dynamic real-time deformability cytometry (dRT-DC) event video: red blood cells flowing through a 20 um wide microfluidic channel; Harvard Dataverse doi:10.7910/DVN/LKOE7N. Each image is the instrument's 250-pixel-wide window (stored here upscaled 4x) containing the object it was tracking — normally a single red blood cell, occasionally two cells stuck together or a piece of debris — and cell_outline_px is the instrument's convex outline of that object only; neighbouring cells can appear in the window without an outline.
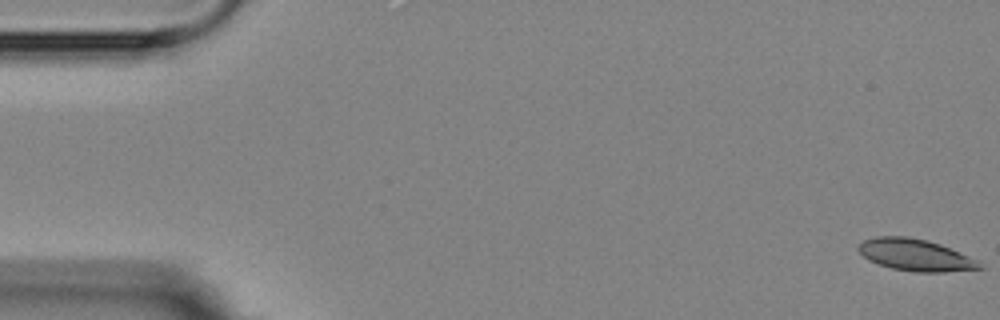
{"species": "Egyptian fruit bat (a non-hibernating species)", "species_latin": "Rousettus aegyptiacus", "temperature_condition": "room temperature", "stored_images_in_passage": 10, "camera_frame_rate_fps": 3000, "um_per_image_px": 0.085, "animal": {"sex": "female"}, "frame": {"image": 1, "passage_image": 1, "time_ms": 0.0, "image_size_px": [1000, 320], "cell_outline_px": [[984, 268], [944, 272], [916, 272], [892, 268], [868, 260], [856, 248], [864, 240], [876, 236], [908, 236], [928, 240], [940, 244], [980, 260]], "centroid_in_image_um": [77.85, 21.67], "position_along_channel_um": 7.2, "area_um2": 22.54}}
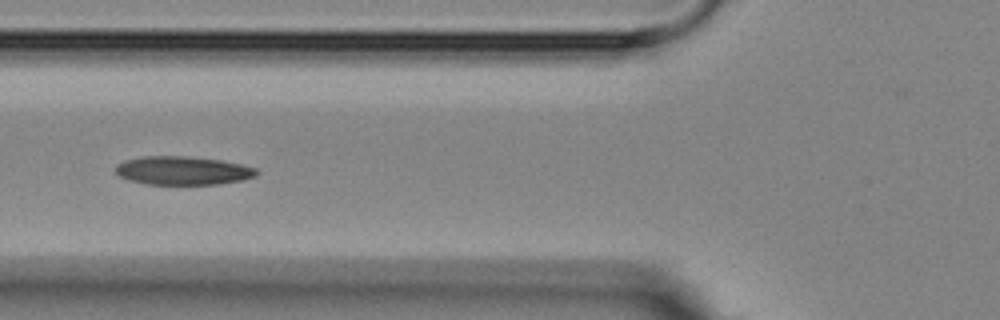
{"frame": {"image": 2, "passage_image": 6, "time_ms": 6.667, "image_size_px": [1000, 320], "cell_outline_px": [[260, 172], [256, 176], [244, 180], [220, 184], [144, 184], [128, 180], [120, 176], [116, 172], [116, 164], [124, 160], [144, 156], [184, 156], [220, 160], [240, 164], [256, 168]], "centroid_in_image_um": [15.55, 14.5], "position_along_channel_um": 110.3, "area_um2": 23.52}}
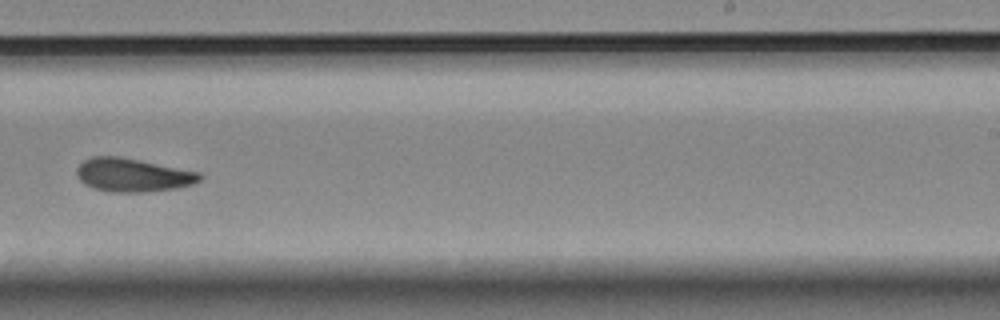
{"frame": {"image": 3, "passage_image": 10, "time_ms": 11.333, "image_size_px": [1000, 320], "cell_outline_px": [[204, 176], [200, 180], [192, 184], [176, 188], [140, 192], [112, 192], [92, 188], [84, 184], [76, 176], [76, 168], [84, 160], [92, 156], [120, 156], [200, 172]], "centroid_in_image_um": [11.26, 14.87], "position_along_channel_um": 277.7, "area_um2": 24.04}}